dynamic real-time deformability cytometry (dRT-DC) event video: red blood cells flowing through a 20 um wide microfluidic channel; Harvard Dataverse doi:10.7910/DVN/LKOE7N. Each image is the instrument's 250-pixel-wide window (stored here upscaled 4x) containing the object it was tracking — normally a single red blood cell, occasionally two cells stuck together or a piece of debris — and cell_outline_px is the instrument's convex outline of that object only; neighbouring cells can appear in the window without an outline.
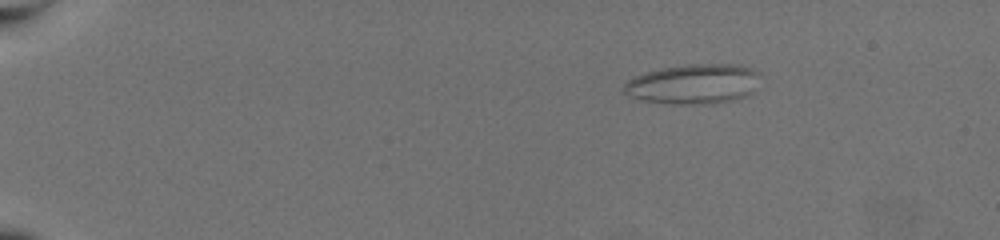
{"species": "common noctule bat (a hibernating species)", "species_latin": "Nyctalus noctula", "temperature_condition": "warm", "stored_images_in_passage": 50, "camera_frame_rate_fps": 3000, "um_per_image_px": 0.085, "animal": {"sex": "female", "body_mass_g": 19.5, "forearm_length_mm": 54.1}, "frame": {"image": 1, "passage_image": 1, "time_ms": 0.0, "image_size_px": [1000, 240], "cell_outline_px": [[760, 88], [748, 96], [732, 100], [712, 104], [672, 104], [640, 100], [624, 92], [624, 84], [628, 80], [636, 76], [660, 68], [688, 64], [732, 64], [752, 68], [760, 72]], "centroid_in_image_um": [59.05, 7.15], "position_along_channel_um": 26.0, "area_um2": 32.14}}
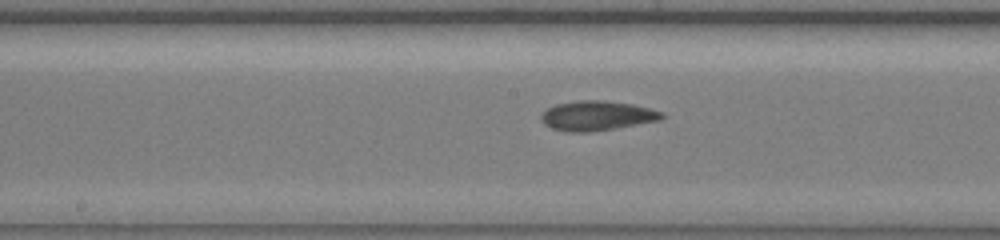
{"frame": {"image": 2, "passage_image": 25, "time_ms": 8.0, "image_size_px": [1000, 240], "cell_outline_px": [[664, 116], [660, 120], [616, 128], [592, 132], [568, 132], [552, 128], [544, 124], [540, 120], [540, 116], [548, 108], [556, 104], [580, 100], [604, 100], [632, 104], [664, 112]], "centroid_in_image_um": [50.73, 9.84], "position_along_channel_um": 197.5, "area_um2": 20.87}}
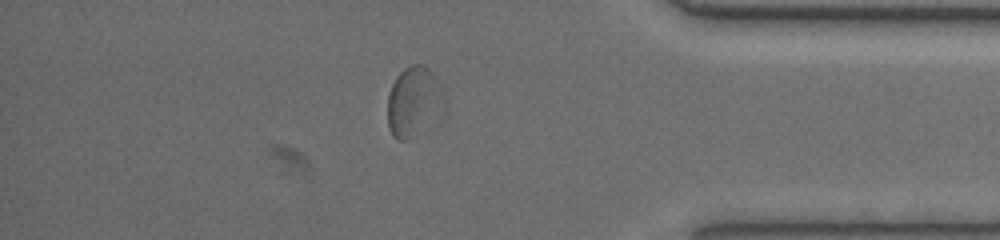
{"frame": {"image": 3, "passage_image": 43, "time_ms": 14.0, "image_size_px": [1000, 240], "cell_outline_px": [[444, 96], [412, 140], [400, 140], [392, 136], [388, 128], [388, 96], [392, 84], [396, 76], [404, 68], [412, 64], [420, 64], [428, 68], [436, 76], [444, 92]], "centroid_in_image_um": [35.06, 8.56], "position_along_channel_um": 400.1, "area_um2": 21.79}, "authors_computed_cell_mechanics": {"area_um2": 20.9236, "velocity_mm_per_s": 3.6774, "shape_relaxation_time_tau1_ms": 8.5381, "shape_relaxation_time_tau2_ms": 1.8967, "deformation_change_tau1": 0.1394, "deformation_change_tau2": 0.0778}}